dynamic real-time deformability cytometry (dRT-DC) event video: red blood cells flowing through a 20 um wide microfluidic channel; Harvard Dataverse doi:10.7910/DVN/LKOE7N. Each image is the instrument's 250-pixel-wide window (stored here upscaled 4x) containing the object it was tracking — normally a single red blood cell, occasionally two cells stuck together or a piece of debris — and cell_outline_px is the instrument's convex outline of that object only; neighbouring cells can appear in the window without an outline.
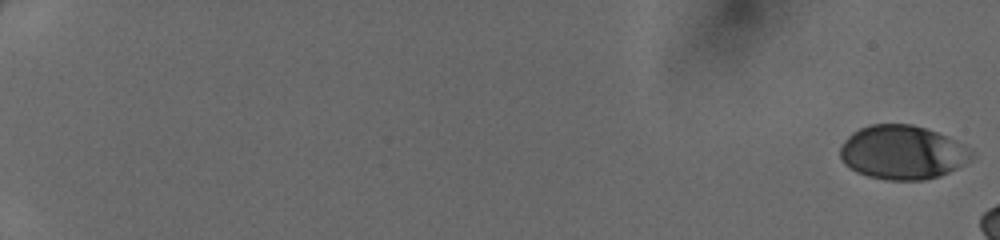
{"species": "human", "species_latin": "Homo sapiens", "temperature_condition": "cold", "stored_images_in_passage": 12, "camera_frame_rate_fps": 3000, "um_per_image_px": 0.085, "donor": {"sex": "female"}, "frame": {"image": 1, "passage_image": 1, "time_ms": 0.0, "image_size_px": [1000, 240], "cell_outline_px": [[972, 156], [964, 164], [940, 176], [924, 180], [884, 180], [868, 176], [856, 172], [844, 164], [840, 156], [840, 148], [844, 140], [852, 132], [860, 128], [872, 124], [912, 124], [936, 132], [952, 140], [972, 152]], "centroid_in_image_um": [76.63, 12.97], "position_along_channel_um": 8.4, "area_um2": 40.86}}